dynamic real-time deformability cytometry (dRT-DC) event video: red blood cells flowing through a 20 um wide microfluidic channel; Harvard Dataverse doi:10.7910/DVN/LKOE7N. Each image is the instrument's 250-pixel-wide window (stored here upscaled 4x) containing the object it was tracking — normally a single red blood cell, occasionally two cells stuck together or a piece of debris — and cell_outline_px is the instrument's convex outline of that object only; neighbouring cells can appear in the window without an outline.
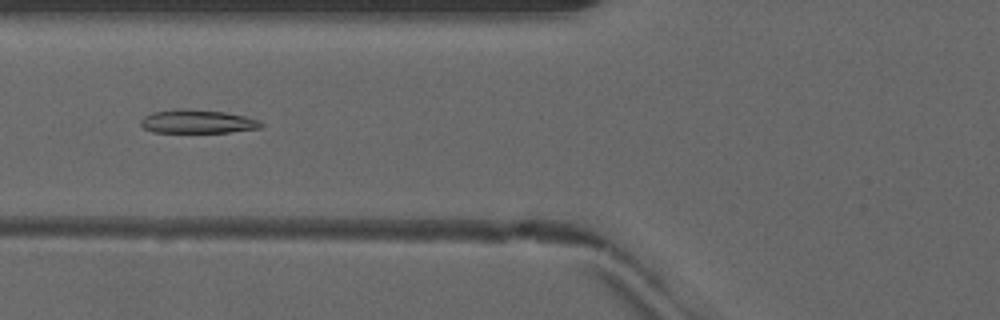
{"species": "common noctule bat (a hibernating species)", "species_latin": "Nyctalus noctula", "temperature_condition": "warm", "stored_images_in_passage": 50, "camera_frame_rate_fps": 3000, "um_per_image_px": 0.085, "animal": {"sex": "male", "forearm_length_mm": 52.5}, "frame": {"image": 1, "passage_image": 20, "time_ms": 6.333, "image_size_px": [1000, 320], "cell_outline_px": [[264, 124], [260, 128], [228, 132], [152, 132], [144, 128], [140, 124], [140, 120], [144, 116], [152, 112], [176, 108], [188, 108], [224, 112], [244, 116], [260, 120]], "centroid_in_image_um": [16.75, 10.32], "position_along_channel_um": 109.0, "area_um2": 16.65}}
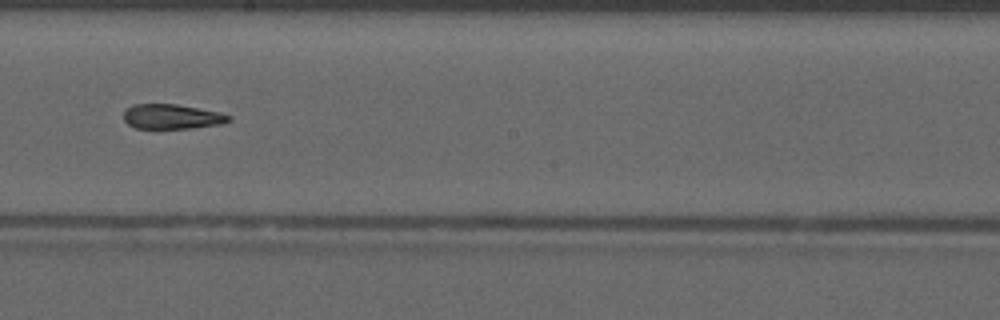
{"frame": {"image": 2, "passage_image": 29, "time_ms": 9.333, "image_size_px": [1000, 320], "cell_outline_px": [[232, 120], [220, 124], [192, 128], [136, 128], [128, 124], [124, 120], [124, 112], [132, 104], [176, 104], [220, 112], [232, 116]], "centroid_in_image_um": [14.63, 9.91], "position_along_channel_um": 233.6, "area_um2": 15.14}}
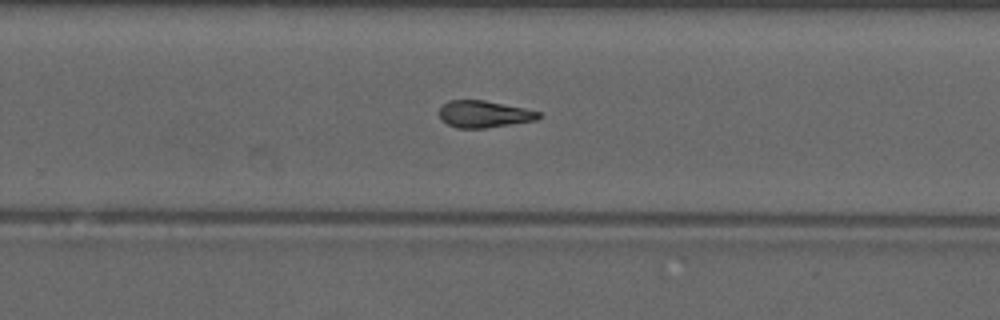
{"frame": {"image": 3, "passage_image": 33, "time_ms": 10.667, "image_size_px": [1000, 320], "cell_outline_px": [[540, 116], [536, 120], [484, 128], [456, 128], [440, 120], [440, 108], [448, 100], [484, 100], [524, 108], [540, 112]], "centroid_in_image_um": [41.11, 9.7], "position_along_channel_um": 288.7, "area_um2": 15.43}, "authors_computed_cell_mechanics": {"area_um2": 16.6464, "velocity_mm_per_s": 4.1549, "shape_relaxation_time_tau1_ms": null, "shape_relaxation_time_tau2_ms": 7.8016, "deformation_change_tau1": null, "deformation_change_tau2": 0.1785}}